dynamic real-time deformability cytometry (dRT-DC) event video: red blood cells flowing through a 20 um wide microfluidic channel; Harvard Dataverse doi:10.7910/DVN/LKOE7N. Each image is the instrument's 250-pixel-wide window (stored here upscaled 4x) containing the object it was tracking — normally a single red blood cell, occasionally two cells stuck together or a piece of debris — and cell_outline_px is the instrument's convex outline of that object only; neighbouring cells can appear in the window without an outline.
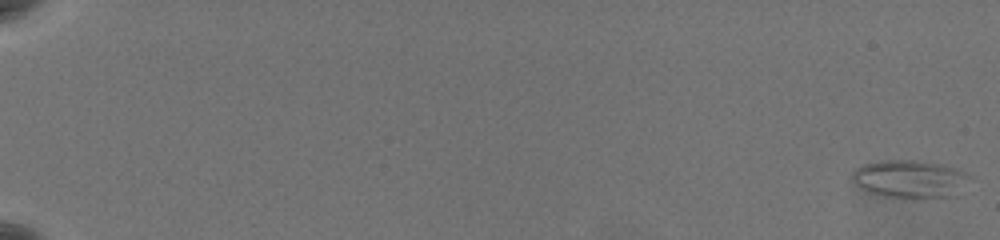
{"species": "common noctule bat (a hibernating species)", "species_latin": "Nyctalus noctula", "temperature_condition": "warm", "stored_images_in_passage": 62, "camera_frame_rate_fps": 3000, "um_per_image_px": 0.085, "animal": {"sex": "female", "body_mass_g": 19.5, "forearm_length_mm": 54.1}, "frame": {"image": 1, "passage_image": 1, "time_ms": 0.0, "image_size_px": [1000, 240], "cell_outline_px": [[964, 176], [948, 196], [892, 196], [868, 192], [852, 184], [852, 172], [856, 168], [864, 164], [884, 160], [912, 160], [936, 164], [956, 168], [964, 172]], "centroid_in_image_um": [77.07, 15.16], "position_along_channel_um": 7.9, "area_um2": 23.99}}
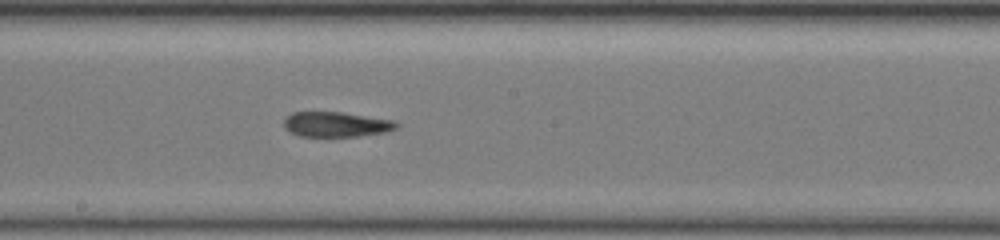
{"frame": {"image": 2, "passage_image": 38, "time_ms": 12.333, "image_size_px": [1000, 240], "cell_outline_px": [[400, 128], [384, 132], [360, 136], [300, 136], [284, 128], [284, 120], [292, 112], [340, 112], [396, 120], [400, 124]], "centroid_in_image_um": [28.64, 10.57], "position_along_channel_um": 219.6, "area_um2": 16.47}}
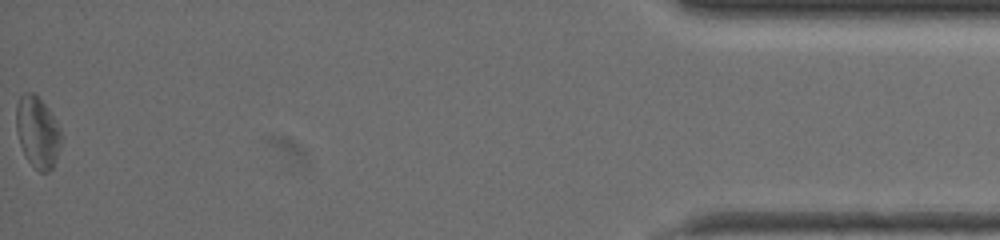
{"frame": {"image": 3, "passage_image": 62, "time_ms": 20.333, "image_size_px": [1000, 240], "cell_outline_px": [[64, 136], [56, 160], [52, 168], [48, 172], [40, 172], [24, 156], [20, 144], [16, 128], [16, 104], [20, 96], [24, 92], [32, 92], [44, 104], [56, 120]], "centroid_in_image_um": [3.21, 11.24], "position_along_channel_um": 432.0, "area_um2": 18.84}, "authors_computed_cell_mechanics": {"area_um2": 17.5712, "velocity_mm_per_s": 3.6386, "shape_relaxation_time_tau1_ms": null, "shape_relaxation_time_tau2_ms": 8.0224, "deformation_change_tau1": null, "deformation_change_tau2": 0.2129}}